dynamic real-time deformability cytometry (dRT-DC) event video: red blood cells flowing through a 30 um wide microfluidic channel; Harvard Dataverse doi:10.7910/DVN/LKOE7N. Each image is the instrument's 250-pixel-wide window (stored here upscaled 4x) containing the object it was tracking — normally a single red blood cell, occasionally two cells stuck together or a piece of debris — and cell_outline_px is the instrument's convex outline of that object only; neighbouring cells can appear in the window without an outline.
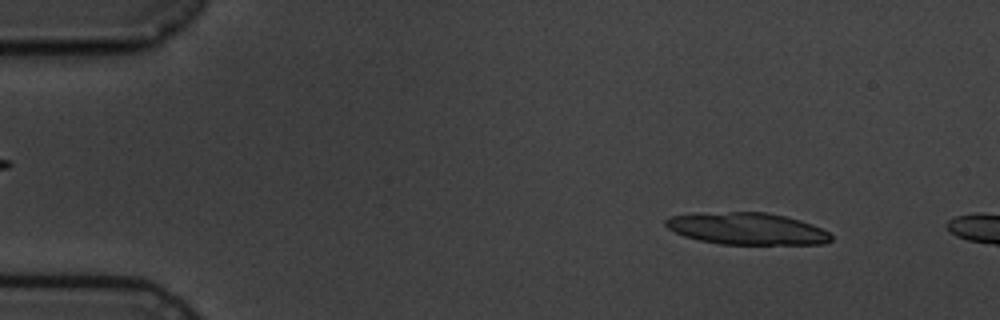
{"species": "common noctule bat (a hibernating species)", "species_latin": "Nyctalus noctula", "temperature_condition": "cold", "stored_images_in_passage": 2, "camera_frame_rate_fps": 3000, "um_per_image_px": 0.085, "animal": {"sex": "male", "body_mass_g": 19.5, "forearm_length_mm": 54.6}, "frame": {"image": 1, "passage_image": 1, "time_ms": 0.0, "image_size_px": [1000, 320], "cell_outline_px": [[832, 240], [824, 244], [720, 244], [700, 240], [684, 236], [668, 228], [664, 224], [664, 220], [668, 216], [692, 212], [768, 212], [800, 220], [812, 224], [828, 232], [832, 236]], "centroid_in_image_um": [63.44, 19.42], "position_along_channel_um": 21.6, "area_um2": 31.04}}